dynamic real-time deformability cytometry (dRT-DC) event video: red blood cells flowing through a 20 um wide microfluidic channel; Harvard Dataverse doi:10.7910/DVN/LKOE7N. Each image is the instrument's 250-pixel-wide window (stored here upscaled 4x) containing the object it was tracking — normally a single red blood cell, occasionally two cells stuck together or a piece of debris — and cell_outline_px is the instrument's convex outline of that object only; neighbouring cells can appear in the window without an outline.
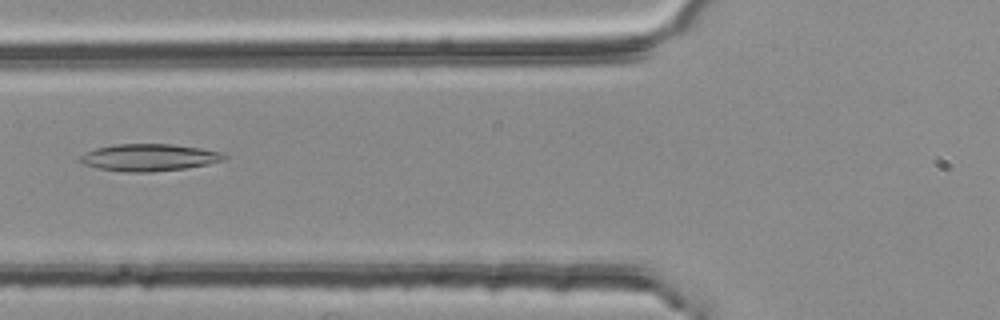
{"species": "common noctule bat (a hibernating species)", "species_latin": "Nyctalus noctula", "temperature_condition": "room temperature", "stored_images_in_passage": 53, "camera_frame_rate_fps": 3000, "um_per_image_px": 0.085, "animal": {"sex": "female", "body_mass_g": 25.1}, "frame": {"image": 1, "passage_image": 20, "time_ms": 6.333, "image_size_px": [1000, 320], "cell_outline_px": [[228, 156], [224, 160], [208, 164], [184, 168], [152, 172], [128, 172], [96, 168], [84, 164], [80, 160], [80, 156], [84, 152], [96, 148], [116, 144], [172, 144], [200, 148], [224, 152]], "centroid_in_image_um": [12.69, 13.38], "position_along_channel_um": 113.1, "area_um2": 22.77}}
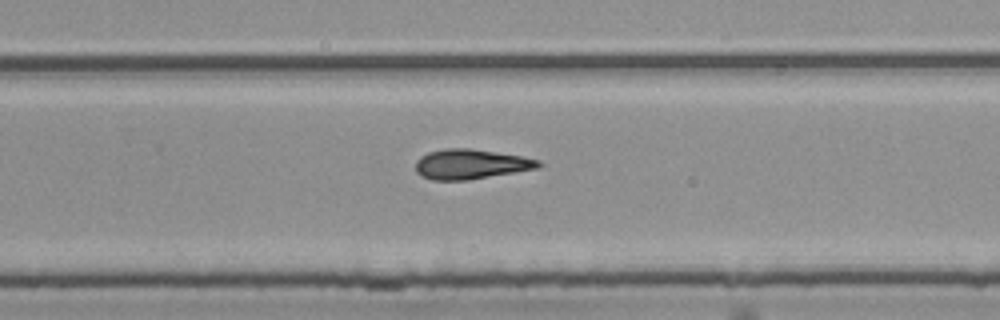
{"frame": {"image": 2, "passage_image": 34, "time_ms": 11.0, "image_size_px": [1000, 320], "cell_outline_px": [[544, 164], [540, 168], [468, 180], [432, 180], [416, 172], [416, 160], [420, 156], [428, 152], [444, 148], [468, 148], [496, 152], [520, 156], [540, 160]], "centroid_in_image_um": [40.03, 13.95], "position_along_channel_um": 289.8, "area_um2": 21.44}}
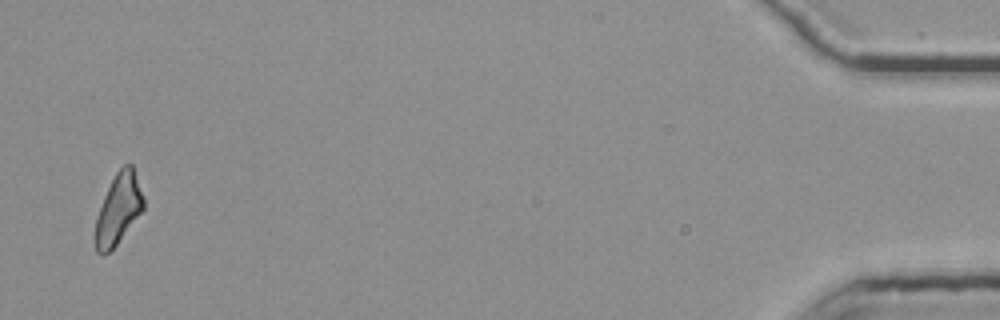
{"frame": {"image": 3, "passage_image": 52, "time_ms": 17.0, "image_size_px": [1000, 320], "cell_outline_px": [[144, 208], [116, 244], [108, 252], [100, 256], [96, 252], [96, 216], [104, 196], [116, 172], [124, 164], [132, 164], [144, 196]], "centroid_in_image_um": [10.07, 17.74], "position_along_channel_um": 425.1, "area_um2": 19.42}, "authors_computed_cell_mechanics": {"area_um2": 21.386, "velocity_mm_per_s": 3.7912, "shape_relaxation_time_tau1_ms": null, "shape_relaxation_time_tau2_ms": 8.7869, "deformation_change_tau1": null, "deformation_change_tau2": 0.2165}}